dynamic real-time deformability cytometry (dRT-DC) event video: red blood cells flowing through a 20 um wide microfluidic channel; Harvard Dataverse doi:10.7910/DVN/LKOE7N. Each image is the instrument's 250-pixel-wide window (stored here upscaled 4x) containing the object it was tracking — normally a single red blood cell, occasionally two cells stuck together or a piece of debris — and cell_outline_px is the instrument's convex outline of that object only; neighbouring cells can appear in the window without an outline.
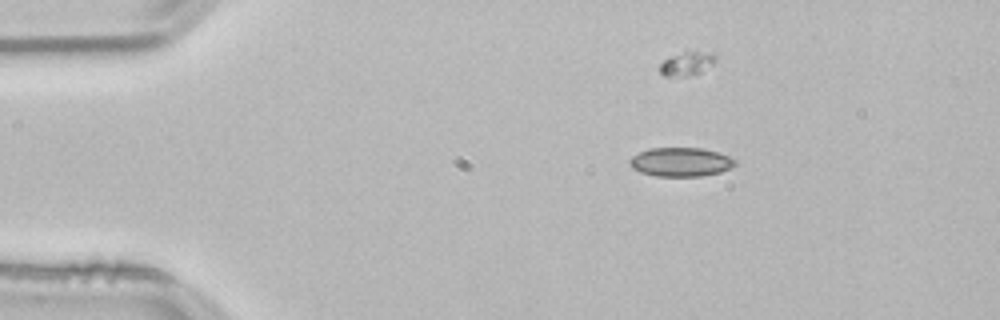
{"species": "common noctule bat (a hibernating species)", "species_latin": "Nyctalus noctula", "temperature_condition": "room temperature", "stored_images_in_passage": 46, "camera_frame_rate_fps": 3000, "um_per_image_px": 0.085, "animal": {"sex": "male", "body_mass_g": 21.5, "forearm_length_mm": 52.0}, "frame": {"image": 1, "passage_image": 1, "time_ms": 0.0, "image_size_px": [1000, 320], "cell_outline_px": [[736, 164], [732, 168], [720, 172], [700, 176], [656, 176], [640, 172], [632, 168], [628, 164], [628, 160], [632, 156], [648, 148], [704, 148], [720, 152], [736, 160]], "centroid_in_image_um": [57.86, 13.76], "position_along_channel_um": 27.1, "area_um2": 17.98}}
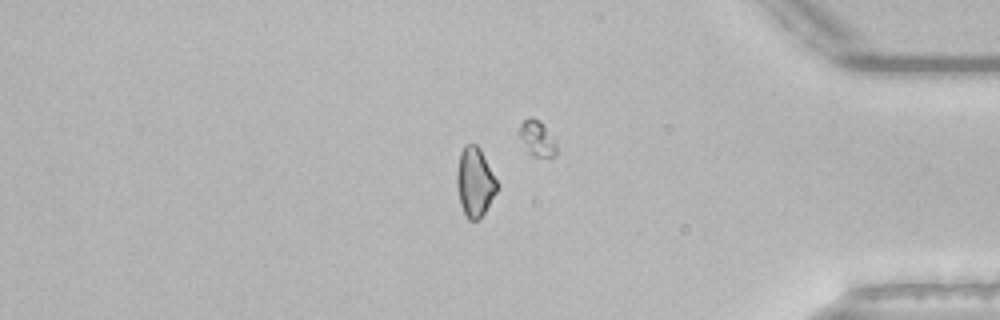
{"frame": {"image": 2, "passage_image": 37, "time_ms": 12.0, "image_size_px": [1000, 320], "cell_outline_px": [[500, 184], [496, 192], [484, 212], [476, 220], [468, 220], [460, 204], [456, 184], [456, 172], [460, 152], [464, 144], [476, 144], [480, 148]], "centroid_in_image_um": [40.36, 15.43], "position_along_channel_um": 394.8, "area_um2": 16.36}}
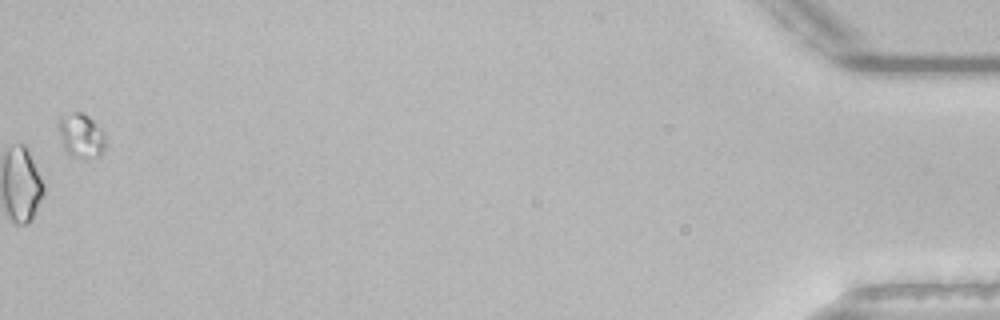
{"frame": {"image": 3, "passage_image": 46, "time_ms": 15.0, "image_size_px": [1000, 320], "cell_outline_px": [[104, 148], [100, 156], [84, 160], [72, 156], [64, 148], [56, 128], [56, 124], [60, 116], [76, 112], [84, 112], [104, 132]], "centroid_in_image_um": [6.85, 11.54], "position_along_channel_um": 428.3, "area_um2": 12.37}, "authors_computed_cell_mechanics": {"area_um2": 16.9643, "velocity_mm_per_s": 3.8185, "shape_relaxation_time_tau1_ms": 2.1325, "shape_relaxation_time_tau2_ms": null, "deformation_change_tau1": 0.1356, "deformation_change_tau2": null}}